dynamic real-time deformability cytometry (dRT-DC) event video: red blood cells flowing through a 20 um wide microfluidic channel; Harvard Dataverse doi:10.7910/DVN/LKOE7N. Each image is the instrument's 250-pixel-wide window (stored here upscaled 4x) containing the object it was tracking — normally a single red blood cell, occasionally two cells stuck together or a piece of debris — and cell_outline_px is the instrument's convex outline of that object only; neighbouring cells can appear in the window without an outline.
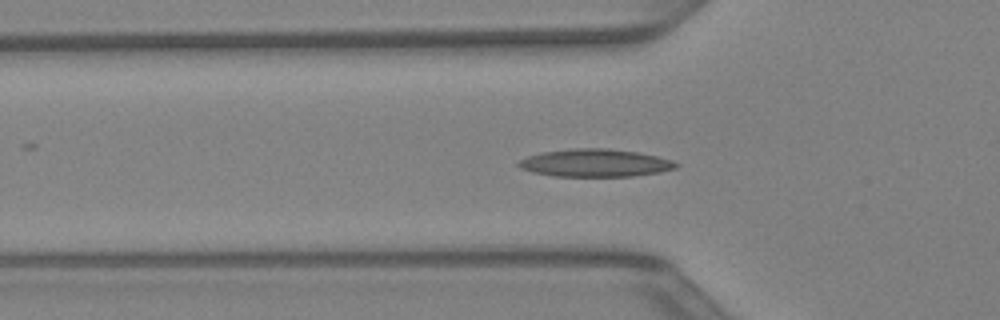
{"species": "Egyptian fruit bat (a non-hibernating species)", "species_latin": "Rousettus aegyptiacus", "temperature_condition": "warm", "stored_images_in_passage": 44, "segment_of_instrument_passage": [1, 2], "camera_frame_rate_fps": 3000, "um_per_image_px": 0.085, "animal": {"sex": "female"}, "frame": {"image": 1, "passage_image": 15, "time_ms": 4.667, "image_size_px": [1000, 320], "cell_outline_px": [[680, 164], [676, 168], [660, 172], [632, 176], [552, 176], [532, 172], [520, 168], [516, 164], [520, 160], [528, 156], [540, 152], [572, 148], [604, 148], [636, 152], [656, 156], [672, 160]], "centroid_in_image_um": [50.56, 13.85], "position_along_channel_um": 75.2, "area_um2": 25.43}}
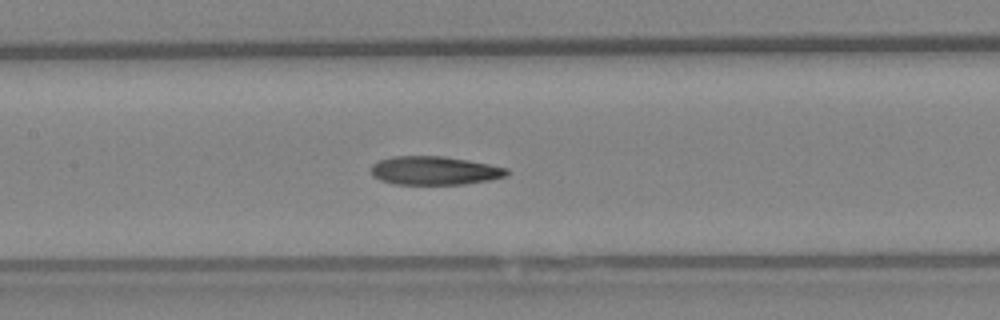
{"frame": {"image": 2, "passage_image": 21, "time_ms": 6.667, "image_size_px": [1000, 320], "cell_outline_px": [[508, 176], [488, 180], [464, 184], [392, 184], [380, 180], [372, 176], [372, 164], [380, 160], [392, 156], [440, 156], [468, 160], [508, 168]], "centroid_in_image_um": [36.92, 14.5], "position_along_channel_um": 170.5, "area_um2": 22.54}}
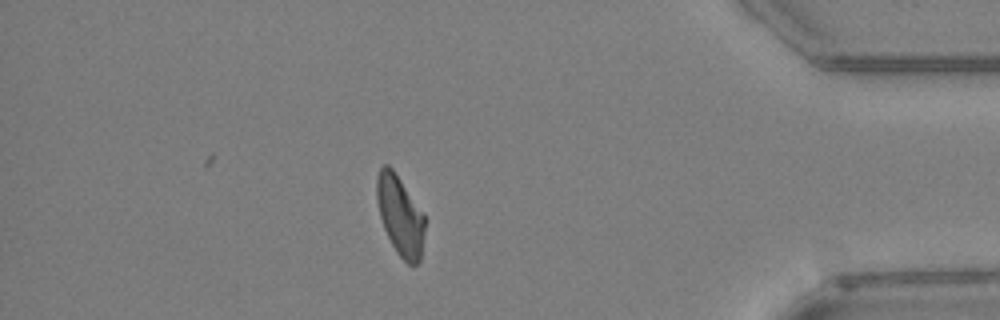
{"frame": {"image": 3, "passage_image": 38, "time_ms": 12.333, "image_size_px": [1000, 320], "cell_outline_px": [[424, 228], [420, 260], [416, 264], [408, 264], [396, 252], [384, 228], [380, 216], [376, 200], [376, 176], [380, 168], [384, 164], [388, 164], [392, 168], [424, 212]], "centroid_in_image_um": [33.99, 18.28], "position_along_channel_um": 401.2, "area_um2": 22.25}}